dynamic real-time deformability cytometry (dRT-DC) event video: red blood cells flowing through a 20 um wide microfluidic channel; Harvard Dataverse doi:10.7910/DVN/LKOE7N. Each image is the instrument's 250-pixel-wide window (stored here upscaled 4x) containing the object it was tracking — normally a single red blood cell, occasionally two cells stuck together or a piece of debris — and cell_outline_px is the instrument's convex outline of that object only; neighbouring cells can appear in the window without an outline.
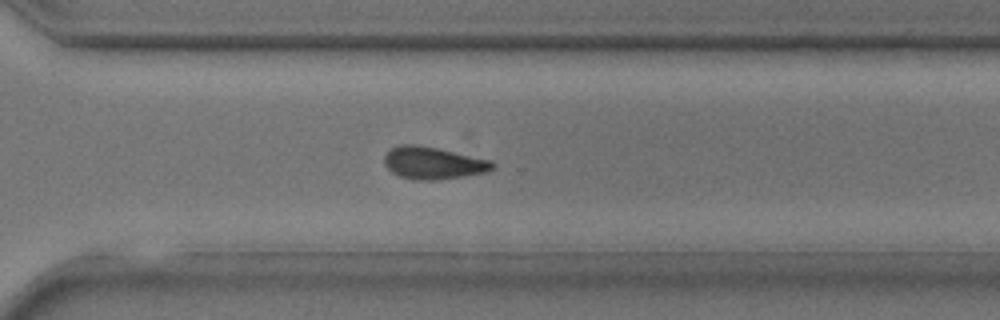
{"species": "common noctule bat (a hibernating species)", "species_latin": "Nyctalus noctula", "temperature_condition": "room temperature", "stored_images_in_passage": 24, "camera_frame_rate_fps": 3000, "um_per_image_px": 0.085, "animal": {"sex": "male", "body_mass_g": 17.9, "forearm_length_mm": 54.2}, "frame": {"image": 1, "passage_image": 14, "time_ms": 4.333, "image_size_px": [1000, 320], "cell_outline_px": [[496, 164], [492, 168], [484, 172], [460, 176], [432, 180], [416, 180], [400, 176], [392, 172], [384, 164], [384, 156], [392, 148], [400, 144], [416, 144], [436, 148], [492, 160]], "centroid_in_image_um": [36.79, 13.84], "position_along_channel_um": 333.8, "area_um2": 20.0}}
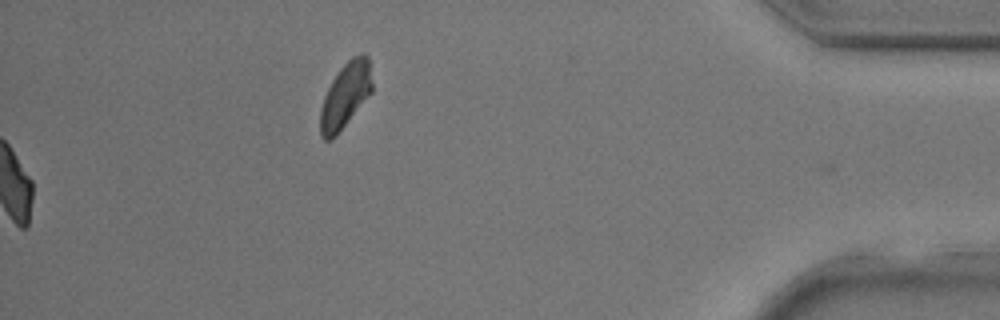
{"frame": {"image": 2, "passage_image": 24, "time_ms": 7.667, "image_size_px": [1000, 320], "cell_outline_px": [[372, 92], [336, 136], [332, 140], [324, 140], [320, 136], [320, 108], [324, 96], [332, 80], [340, 68], [352, 56], [364, 52], [368, 56], [372, 84]], "centroid_in_image_um": [29.35, 8.11], "position_along_channel_um": 405.9, "area_um2": 19.77}}